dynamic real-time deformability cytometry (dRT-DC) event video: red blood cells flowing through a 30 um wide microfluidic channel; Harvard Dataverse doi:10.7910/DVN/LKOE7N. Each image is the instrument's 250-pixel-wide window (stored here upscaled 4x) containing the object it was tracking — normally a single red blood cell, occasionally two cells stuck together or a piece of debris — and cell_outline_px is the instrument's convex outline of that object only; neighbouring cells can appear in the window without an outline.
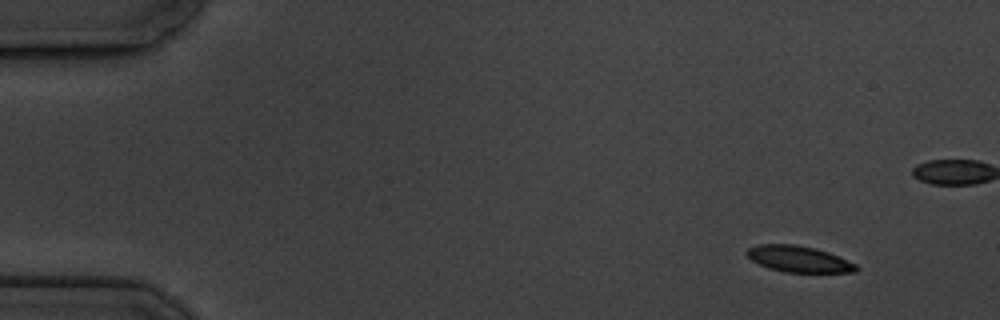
{"species": "common noctule bat (a hibernating species)", "species_latin": "Nyctalus noctula", "temperature_condition": "cold", "stored_images_in_passage": 6, "camera_frame_rate_fps": 3000, "um_per_image_px": 0.085, "animal": {"sex": "male", "body_mass_g": 19.5, "forearm_length_mm": 54.6}, "frame": {"image": 1, "passage_image": 1, "time_ms": 0.0, "image_size_px": [1000, 320], "cell_outline_px": [[860, 268], [856, 272], [784, 272], [768, 268], [752, 260], [744, 252], [748, 248], [760, 244], [796, 244], [816, 248], [828, 252], [856, 264]], "centroid_in_image_um": [67.89, 22.01], "position_along_channel_um": 17.1, "area_um2": 16.7}}